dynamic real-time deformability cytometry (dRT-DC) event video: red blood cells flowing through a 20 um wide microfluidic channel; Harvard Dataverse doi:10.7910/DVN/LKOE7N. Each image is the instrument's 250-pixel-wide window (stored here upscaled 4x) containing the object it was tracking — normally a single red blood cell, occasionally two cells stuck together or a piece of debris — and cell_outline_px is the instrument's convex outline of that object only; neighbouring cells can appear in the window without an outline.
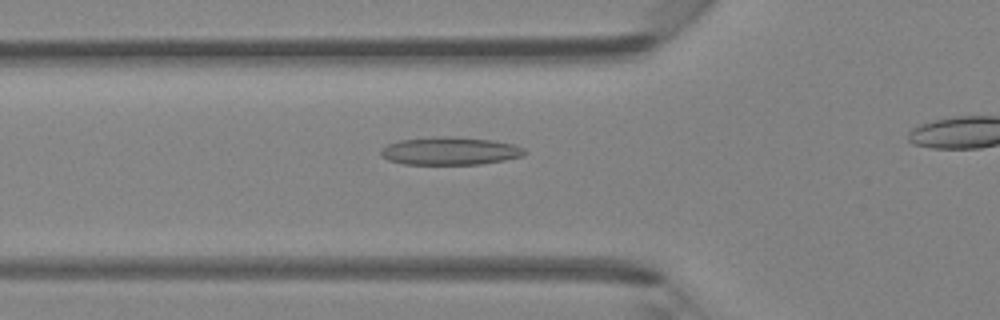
{"species": "Egyptian fruit bat (a non-hibernating species)", "species_latin": "Rousettus aegyptiacus", "temperature_condition": "room temperature", "stored_images_in_passage": 35, "camera_frame_rate_fps": 3000, "um_per_image_px": 0.085, "animal": {"sex": "female"}, "frame": {"image": 1, "passage_image": 12, "time_ms": 3.667, "image_size_px": [1000, 320], "cell_outline_px": [[528, 152], [524, 156], [504, 160], [480, 164], [404, 164], [388, 160], [380, 156], [380, 148], [388, 144], [400, 140], [444, 136], [448, 136], [492, 140], [516, 144], [524, 148]], "centroid_in_image_um": [38.27, 12.83], "position_along_channel_um": 87.5, "area_um2": 23.47}}
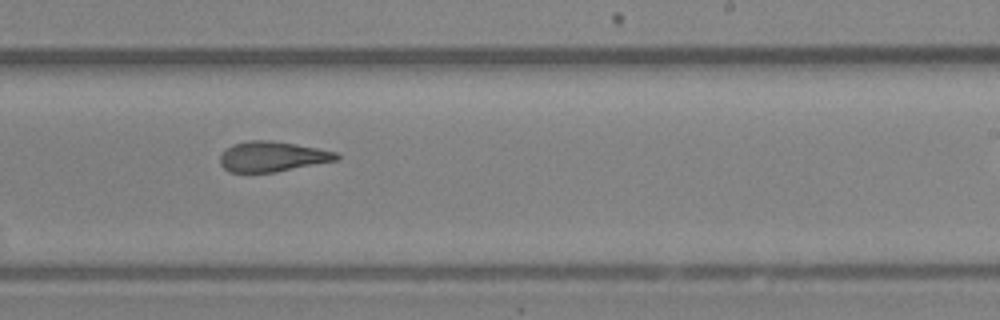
{"frame": {"image": 2, "passage_image": 24, "time_ms": 7.667, "image_size_px": [1000, 320], "cell_outline_px": [[340, 160], [276, 172], [228, 172], [220, 164], [220, 156], [232, 144], [248, 140], [272, 140], [296, 144], [336, 152], [340, 156]], "centroid_in_image_um": [23.17, 13.31], "position_along_channel_um": 265.8, "area_um2": 20.58}}
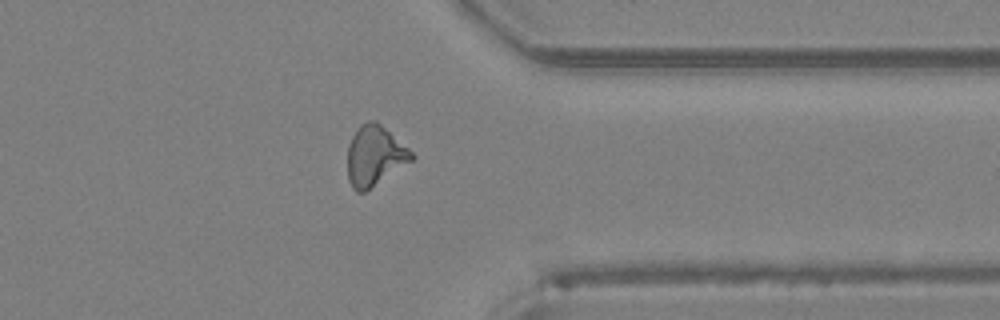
{"frame": {"image": 3, "passage_image": 32, "time_ms": 10.333, "image_size_px": [1000, 320], "cell_outline_px": [[416, 156], [412, 160], [364, 192], [356, 192], [352, 188], [348, 180], [348, 144], [352, 136], [360, 124], [368, 120], [376, 120], [408, 148]], "centroid_in_image_um": [31.82, 13.23], "position_along_channel_um": 379.6, "area_um2": 22.2}}